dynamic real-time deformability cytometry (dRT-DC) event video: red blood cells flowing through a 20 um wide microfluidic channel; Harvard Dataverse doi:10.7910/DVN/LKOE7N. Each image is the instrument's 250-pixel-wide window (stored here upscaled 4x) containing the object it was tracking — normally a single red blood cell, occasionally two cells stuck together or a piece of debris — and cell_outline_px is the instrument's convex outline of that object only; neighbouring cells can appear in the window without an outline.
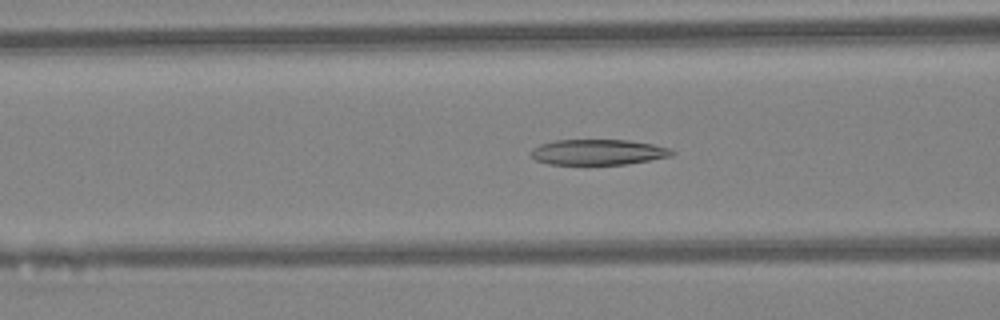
{"species": "Egyptian fruit bat (a non-hibernating species)", "species_latin": "Rousettus aegyptiacus", "temperature_condition": "warm", "stored_images_in_passage": 39, "camera_frame_rate_fps": 3000, "um_per_image_px": 0.085, "animal": {"sex": "female"}, "frame": {"image": 1, "passage_image": 12, "time_ms": 3.667, "image_size_px": [1000, 320], "cell_outline_px": [[676, 152], [672, 156], [624, 164], [548, 164], [536, 160], [528, 152], [532, 148], [540, 144], [556, 140], [628, 140], [652, 144], [668, 148]], "centroid_in_image_um": [50.8, 12.92], "position_along_channel_um": 115.8, "area_um2": 20.87}}
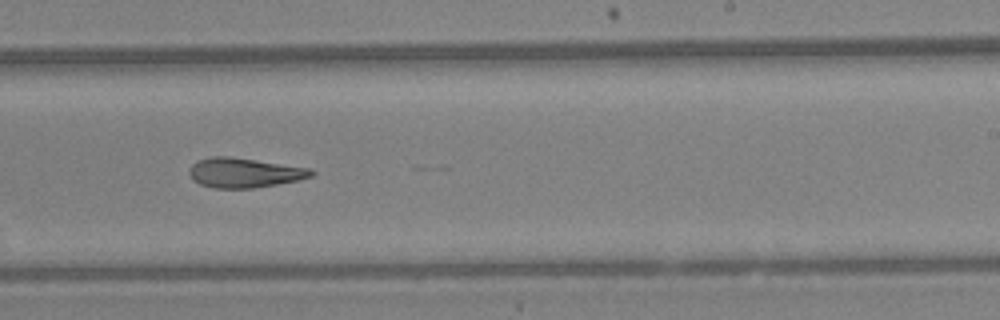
{"frame": {"image": 2, "passage_image": 22, "time_ms": 7.0, "image_size_px": [1000, 320], "cell_outline_px": [[316, 172], [312, 176], [296, 180], [276, 184], [252, 188], [212, 188], [200, 184], [188, 172], [192, 164], [196, 160], [212, 156], [228, 156], [308, 168]], "centroid_in_image_um": [20.73, 14.68], "position_along_channel_um": 268.3, "area_um2": 20.75}}
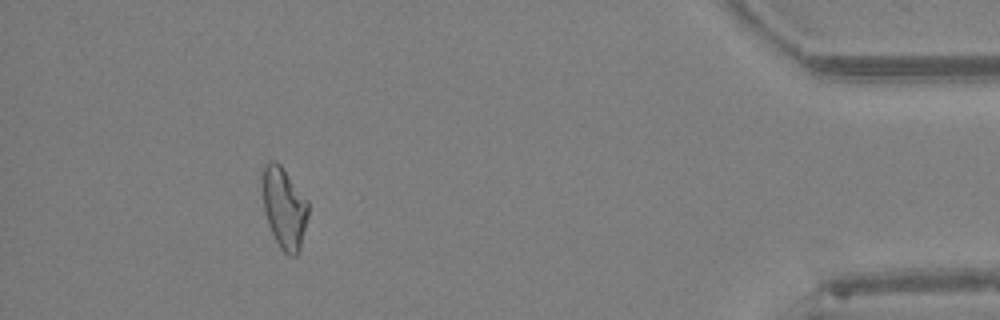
{"frame": {"image": 3, "passage_image": 35, "time_ms": 11.333, "image_size_px": [1000, 320], "cell_outline_px": [[308, 216], [300, 248], [296, 256], [288, 256], [280, 248], [268, 224], [264, 212], [264, 164], [268, 160], [276, 160], [280, 164], [308, 200]], "centroid_in_image_um": [24.18, 17.68], "position_along_channel_um": 411.0, "area_um2": 21.39}, "authors_computed_cell_mechanics": {"area_um2": 21.8484, "velocity_mm_per_s": 4.5993, "shape_relaxation_time_tau1_ms": 7.9266, "shape_relaxation_time_tau2_ms": 3.1342, "deformation_change_tau1": 0.2229, "deformation_change_tau2": 0.135}}